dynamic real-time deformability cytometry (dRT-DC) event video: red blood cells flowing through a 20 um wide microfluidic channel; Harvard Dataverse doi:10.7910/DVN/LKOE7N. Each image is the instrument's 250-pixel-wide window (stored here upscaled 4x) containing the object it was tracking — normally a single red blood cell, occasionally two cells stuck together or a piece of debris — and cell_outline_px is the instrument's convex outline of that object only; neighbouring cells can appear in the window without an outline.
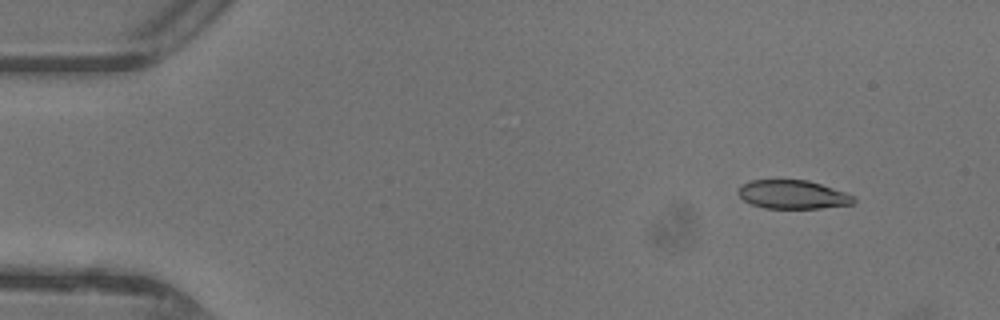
{"species": "common noctule bat (a hibernating species)", "species_latin": "Nyctalus noctula", "temperature_condition": "warm", "stored_images_in_passage": 11, "camera_frame_rate_fps": 3000, "um_per_image_px": 0.085, "animal": {"sex": "female"}, "frame": {"image": 1, "passage_image": 4, "time_ms": 1.0, "image_size_px": [1000, 320], "cell_outline_px": [[856, 200], [852, 204], [820, 208], [764, 208], [752, 204], [744, 200], [736, 192], [744, 184], [752, 180], [808, 180], [844, 192], [852, 196]], "centroid_in_image_um": [67.37, 16.54], "position_along_channel_um": 17.6, "area_um2": 18.96}}